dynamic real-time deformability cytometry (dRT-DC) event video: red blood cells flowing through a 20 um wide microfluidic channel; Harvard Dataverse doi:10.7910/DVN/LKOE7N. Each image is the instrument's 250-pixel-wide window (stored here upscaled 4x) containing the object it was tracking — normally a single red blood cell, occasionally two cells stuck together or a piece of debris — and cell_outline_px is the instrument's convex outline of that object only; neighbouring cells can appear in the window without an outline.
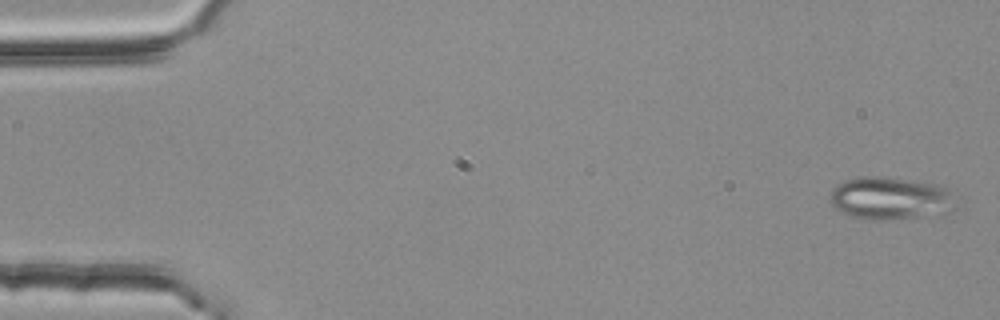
{"species": "common noctule bat (a hibernating species)", "species_latin": "Nyctalus noctula", "temperature_condition": "room temperature", "stored_images_in_passage": 4, "camera_frame_rate_fps": 3000, "um_per_image_px": 0.085, "animal": {"sex": "female", "body_mass_g": 25.1}, "frame": {"image": 1, "passage_image": 1, "time_ms": 0.0, "image_size_px": [1000, 320], "cell_outline_px": [[948, 192], [916, 216], [884, 220], [876, 220], [852, 216], [840, 212], [832, 204], [832, 188], [848, 180], [868, 176], [880, 176], [912, 180], [940, 184], [948, 188]], "centroid_in_image_um": [75.25, 16.77], "position_along_channel_um": 9.8, "area_um2": 27.69}}